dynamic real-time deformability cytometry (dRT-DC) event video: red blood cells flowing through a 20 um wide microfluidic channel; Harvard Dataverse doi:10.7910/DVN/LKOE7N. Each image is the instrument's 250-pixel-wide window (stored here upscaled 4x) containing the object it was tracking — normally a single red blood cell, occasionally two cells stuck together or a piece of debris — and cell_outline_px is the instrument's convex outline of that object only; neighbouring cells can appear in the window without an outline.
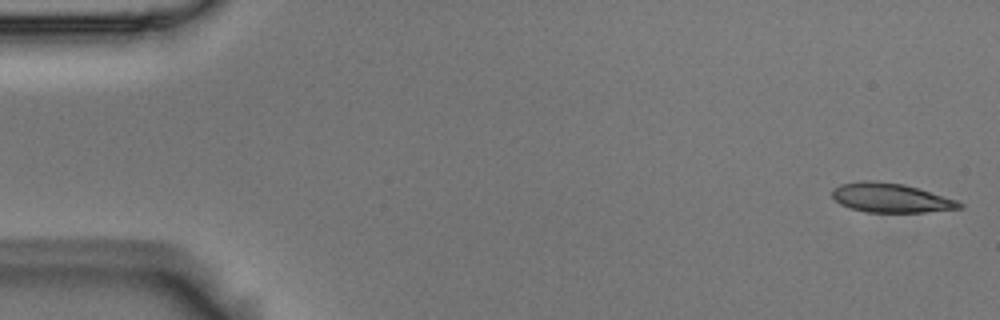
{"species": "Egyptian fruit bat (a non-hibernating species)", "species_latin": "Rousettus aegyptiacus", "temperature_condition": "room temperature", "stored_images_in_passage": 5, "camera_frame_rate_fps": 3000, "um_per_image_px": 0.085, "animal": {"sex": "male"}, "frame": {"image": 1, "passage_image": 1, "time_ms": 0.0, "image_size_px": [1000, 320], "cell_outline_px": [[964, 204], [960, 208], [924, 212], [868, 212], [852, 208], [840, 204], [832, 196], [832, 188], [840, 184], [864, 180], [868, 180], [904, 184], [956, 200]], "centroid_in_image_um": [75.68, 16.81], "position_along_channel_um": 9.3, "area_um2": 21.39}}
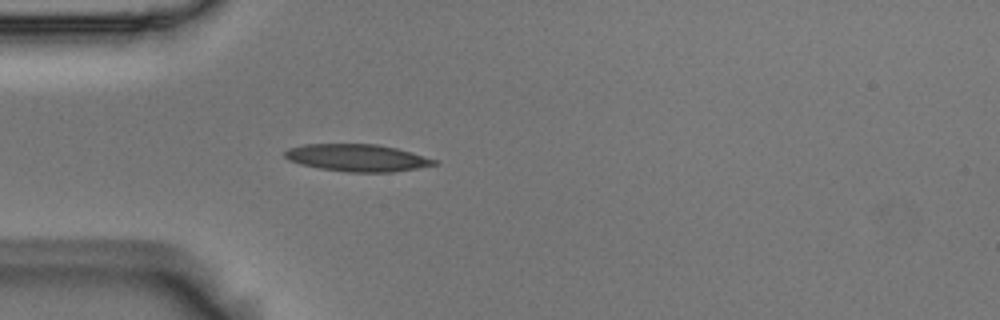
{"frame": {"image": 2, "passage_image": 5, "time_ms": 1.333, "image_size_px": [1000, 320], "cell_outline_px": [[440, 164], [392, 172], [348, 172], [320, 168], [300, 164], [288, 160], [284, 156], [284, 152], [288, 148], [304, 144], [376, 144], [396, 148], [412, 152], [436, 160]], "centroid_in_image_um": [30.35, 13.41], "position_along_channel_um": 54.6, "area_um2": 23.64}}